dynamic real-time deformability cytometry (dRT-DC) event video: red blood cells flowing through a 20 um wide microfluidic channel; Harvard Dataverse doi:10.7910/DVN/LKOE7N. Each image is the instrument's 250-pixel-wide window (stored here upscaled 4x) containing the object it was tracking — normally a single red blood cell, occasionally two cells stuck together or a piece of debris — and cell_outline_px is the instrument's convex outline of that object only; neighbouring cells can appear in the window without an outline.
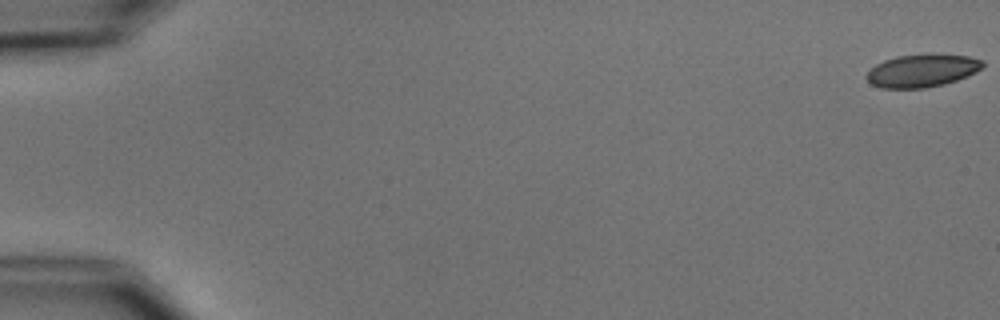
{"species": "common noctule bat (a hibernating species)", "species_latin": "Nyctalus noctula", "temperature_condition": "cold", "stored_images_in_passage": 55, "camera_frame_rate_fps": 3000, "um_per_image_px": 0.085, "animal": {"sex": "male", "body_mass_g": 15.6}, "frame": {"image": 1, "passage_image": 1, "time_ms": 0.0, "image_size_px": [1000, 320], "cell_outline_px": [[984, 64], [976, 72], [968, 76], [944, 84], [924, 88], [880, 88], [872, 84], [864, 76], [876, 64], [884, 60], [896, 56], [928, 52], [968, 56], [984, 60]], "centroid_in_image_um": [78.39, 5.97], "position_along_channel_um": 6.6, "area_um2": 22.6}}
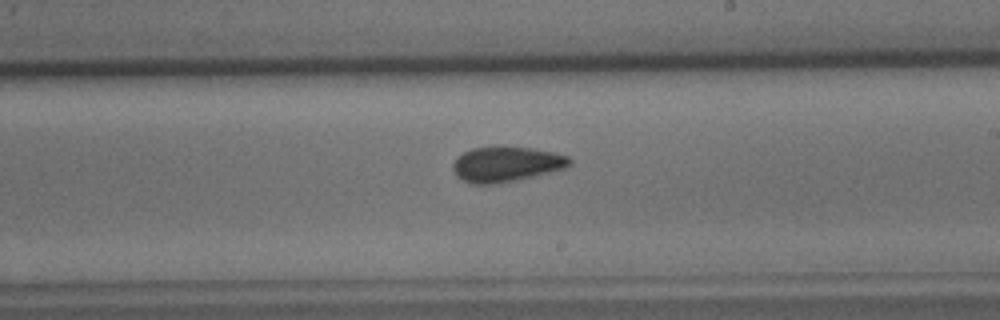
{"frame": {"image": 2, "passage_image": 33, "time_ms": 10.667, "image_size_px": [1000, 320], "cell_outline_px": [[572, 164], [568, 168], [516, 180], [496, 184], [472, 184], [456, 176], [452, 168], [452, 164], [456, 156], [472, 148], [496, 144], [532, 148], [552, 152], [568, 156], [572, 160]], "centroid_in_image_um": [43.02, 13.92], "position_along_channel_um": 246.0, "area_um2": 24.62}}
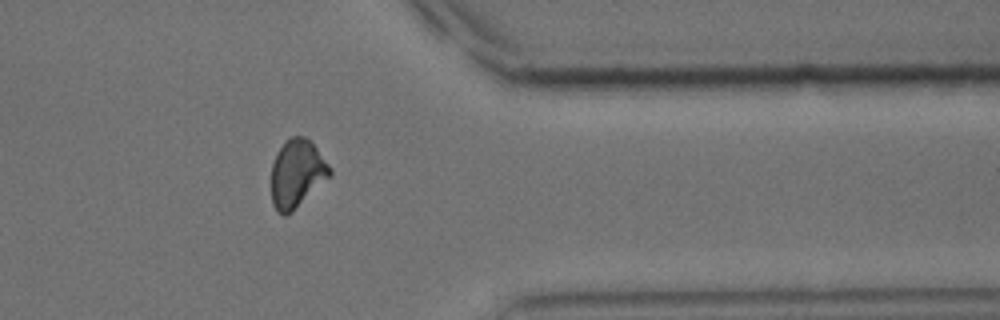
{"frame": {"image": 3, "passage_image": 45, "time_ms": 14.667, "image_size_px": [1000, 320], "cell_outline_px": [[332, 176], [288, 216], [284, 216], [276, 212], [272, 204], [272, 164], [276, 152], [284, 140], [292, 136], [304, 136], [316, 148], [332, 168]], "centroid_in_image_um": [25.24, 14.78], "position_along_channel_um": 386.2, "area_um2": 23.58}, "authors_computed_cell_mechanics": {"area_um2": 23.2934, "velocity_mm_per_s": 3.7575, "shape_relaxation_time_tau1_ms": 3.8621, "shape_relaxation_time_tau2_ms": 2.4741, "deformation_change_tau1": 0.113, "deformation_change_tau2": 0.0808}}